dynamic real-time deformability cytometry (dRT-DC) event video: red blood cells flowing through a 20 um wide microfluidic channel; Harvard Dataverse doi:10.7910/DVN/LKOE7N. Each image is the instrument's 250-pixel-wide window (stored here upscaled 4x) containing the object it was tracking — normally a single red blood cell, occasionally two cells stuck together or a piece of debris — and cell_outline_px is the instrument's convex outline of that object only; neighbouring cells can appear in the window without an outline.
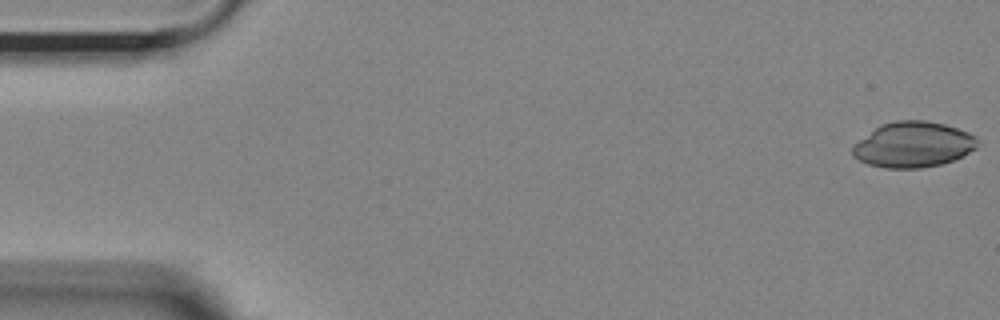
{"species": "Egyptian fruit bat (a non-hibernating species)", "species_latin": "Rousettus aegyptiacus", "temperature_condition": "room temperature", "stored_images_in_passage": 16, "camera_frame_rate_fps": 3000, "um_per_image_px": 0.085, "animal": {"sex": "female"}, "frame": {"image": 1, "passage_image": 1, "time_ms": 0.0, "image_size_px": [1000, 320], "cell_outline_px": [[980, 144], [976, 148], [964, 156], [940, 164], [920, 168], [884, 168], [868, 164], [852, 156], [852, 144], [876, 128], [884, 124], [896, 120], [924, 120], [944, 124], [968, 132], [976, 136], [980, 140]], "centroid_in_image_um": [77.64, 12.3], "position_along_channel_um": 7.4, "area_um2": 33.23}}
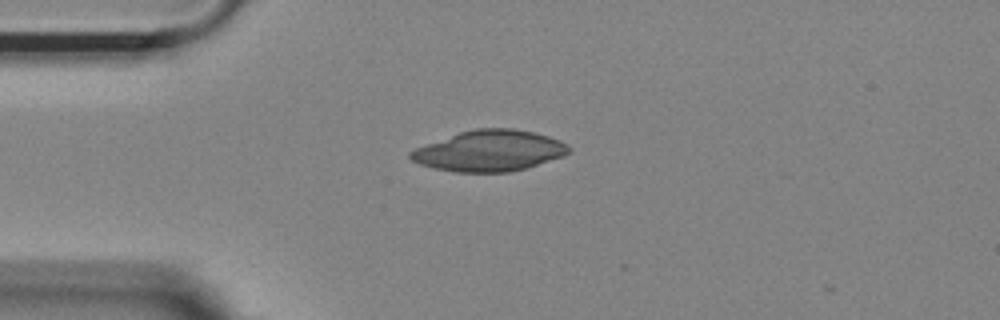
{"frame": {"image": 2, "passage_image": 13, "time_ms": 4.0, "image_size_px": [1000, 320], "cell_outline_px": [[572, 152], [564, 156], [528, 168], [508, 172], [456, 172], [436, 168], [420, 164], [412, 160], [408, 156], [408, 152], [416, 148], [460, 132], [476, 128], [512, 128], [532, 132], [548, 136], [560, 140], [568, 144], [572, 148]], "centroid_in_image_um": [41.66, 12.82], "position_along_channel_um": 43.3, "area_um2": 37.74}}